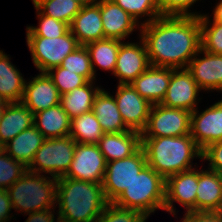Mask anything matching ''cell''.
I'll use <instances>...</instances> for the list:
<instances>
[{
  "label": "cell",
  "instance_id": "1",
  "mask_svg": "<svg viewBox=\"0 0 222 222\" xmlns=\"http://www.w3.org/2000/svg\"><path fill=\"white\" fill-rule=\"evenodd\" d=\"M140 27L150 65L184 69L201 49L200 16H161Z\"/></svg>",
  "mask_w": 222,
  "mask_h": 222
},
{
  "label": "cell",
  "instance_id": "2",
  "mask_svg": "<svg viewBox=\"0 0 222 222\" xmlns=\"http://www.w3.org/2000/svg\"><path fill=\"white\" fill-rule=\"evenodd\" d=\"M108 203L101 183L57 178L56 212L60 220L95 222Z\"/></svg>",
  "mask_w": 222,
  "mask_h": 222
},
{
  "label": "cell",
  "instance_id": "3",
  "mask_svg": "<svg viewBox=\"0 0 222 222\" xmlns=\"http://www.w3.org/2000/svg\"><path fill=\"white\" fill-rule=\"evenodd\" d=\"M147 164L165 180L194 168L193 159H202V150L191 134L177 137H141Z\"/></svg>",
  "mask_w": 222,
  "mask_h": 222
},
{
  "label": "cell",
  "instance_id": "4",
  "mask_svg": "<svg viewBox=\"0 0 222 222\" xmlns=\"http://www.w3.org/2000/svg\"><path fill=\"white\" fill-rule=\"evenodd\" d=\"M16 211L29 214L53 209L57 205V178L26 171L20 179L7 189Z\"/></svg>",
  "mask_w": 222,
  "mask_h": 222
},
{
  "label": "cell",
  "instance_id": "5",
  "mask_svg": "<svg viewBox=\"0 0 222 222\" xmlns=\"http://www.w3.org/2000/svg\"><path fill=\"white\" fill-rule=\"evenodd\" d=\"M165 185L166 180L146 164L113 203L149 217L157 209L164 210Z\"/></svg>",
  "mask_w": 222,
  "mask_h": 222
},
{
  "label": "cell",
  "instance_id": "6",
  "mask_svg": "<svg viewBox=\"0 0 222 222\" xmlns=\"http://www.w3.org/2000/svg\"><path fill=\"white\" fill-rule=\"evenodd\" d=\"M76 141L70 137L46 139L36 151L27 170L48 174L54 178L64 177L74 157Z\"/></svg>",
  "mask_w": 222,
  "mask_h": 222
},
{
  "label": "cell",
  "instance_id": "7",
  "mask_svg": "<svg viewBox=\"0 0 222 222\" xmlns=\"http://www.w3.org/2000/svg\"><path fill=\"white\" fill-rule=\"evenodd\" d=\"M26 42L32 61L40 73L60 66L67 55L81 46L70 30L57 38L26 36Z\"/></svg>",
  "mask_w": 222,
  "mask_h": 222
},
{
  "label": "cell",
  "instance_id": "8",
  "mask_svg": "<svg viewBox=\"0 0 222 222\" xmlns=\"http://www.w3.org/2000/svg\"><path fill=\"white\" fill-rule=\"evenodd\" d=\"M191 112L162 104L151 106L141 137H177L190 134Z\"/></svg>",
  "mask_w": 222,
  "mask_h": 222
},
{
  "label": "cell",
  "instance_id": "9",
  "mask_svg": "<svg viewBox=\"0 0 222 222\" xmlns=\"http://www.w3.org/2000/svg\"><path fill=\"white\" fill-rule=\"evenodd\" d=\"M146 164V156L142 147L129 157L107 162L102 183L107 201L114 202L129 187Z\"/></svg>",
  "mask_w": 222,
  "mask_h": 222
},
{
  "label": "cell",
  "instance_id": "10",
  "mask_svg": "<svg viewBox=\"0 0 222 222\" xmlns=\"http://www.w3.org/2000/svg\"><path fill=\"white\" fill-rule=\"evenodd\" d=\"M106 164L98 144L76 143L73 160L64 177L102 184Z\"/></svg>",
  "mask_w": 222,
  "mask_h": 222
},
{
  "label": "cell",
  "instance_id": "11",
  "mask_svg": "<svg viewBox=\"0 0 222 222\" xmlns=\"http://www.w3.org/2000/svg\"><path fill=\"white\" fill-rule=\"evenodd\" d=\"M198 187V169L195 168L169 176L165 185L164 210L176 215L174 202L188 211H196V190Z\"/></svg>",
  "mask_w": 222,
  "mask_h": 222
},
{
  "label": "cell",
  "instance_id": "12",
  "mask_svg": "<svg viewBox=\"0 0 222 222\" xmlns=\"http://www.w3.org/2000/svg\"><path fill=\"white\" fill-rule=\"evenodd\" d=\"M200 91V87L186 68H172L170 83L160 104L193 112L201 100L200 98L198 99Z\"/></svg>",
  "mask_w": 222,
  "mask_h": 222
},
{
  "label": "cell",
  "instance_id": "13",
  "mask_svg": "<svg viewBox=\"0 0 222 222\" xmlns=\"http://www.w3.org/2000/svg\"><path fill=\"white\" fill-rule=\"evenodd\" d=\"M114 97L125 125L141 133L146 127L152 105L131 84H118Z\"/></svg>",
  "mask_w": 222,
  "mask_h": 222
},
{
  "label": "cell",
  "instance_id": "14",
  "mask_svg": "<svg viewBox=\"0 0 222 222\" xmlns=\"http://www.w3.org/2000/svg\"><path fill=\"white\" fill-rule=\"evenodd\" d=\"M191 112V137L204 150L208 145L222 141V100L198 113Z\"/></svg>",
  "mask_w": 222,
  "mask_h": 222
},
{
  "label": "cell",
  "instance_id": "15",
  "mask_svg": "<svg viewBox=\"0 0 222 222\" xmlns=\"http://www.w3.org/2000/svg\"><path fill=\"white\" fill-rule=\"evenodd\" d=\"M150 66L145 42H122L113 75L119 84H130Z\"/></svg>",
  "mask_w": 222,
  "mask_h": 222
},
{
  "label": "cell",
  "instance_id": "16",
  "mask_svg": "<svg viewBox=\"0 0 222 222\" xmlns=\"http://www.w3.org/2000/svg\"><path fill=\"white\" fill-rule=\"evenodd\" d=\"M61 94L47 73H39L25 83L21 102L33 113L60 104Z\"/></svg>",
  "mask_w": 222,
  "mask_h": 222
},
{
  "label": "cell",
  "instance_id": "17",
  "mask_svg": "<svg viewBox=\"0 0 222 222\" xmlns=\"http://www.w3.org/2000/svg\"><path fill=\"white\" fill-rule=\"evenodd\" d=\"M200 54L204 56L200 57ZM186 69L201 90L222 91V54H211L200 49Z\"/></svg>",
  "mask_w": 222,
  "mask_h": 222
},
{
  "label": "cell",
  "instance_id": "18",
  "mask_svg": "<svg viewBox=\"0 0 222 222\" xmlns=\"http://www.w3.org/2000/svg\"><path fill=\"white\" fill-rule=\"evenodd\" d=\"M171 74L172 68L150 65L130 84L151 105L160 104L166 95Z\"/></svg>",
  "mask_w": 222,
  "mask_h": 222
},
{
  "label": "cell",
  "instance_id": "19",
  "mask_svg": "<svg viewBox=\"0 0 222 222\" xmlns=\"http://www.w3.org/2000/svg\"><path fill=\"white\" fill-rule=\"evenodd\" d=\"M100 12L105 38L125 41L135 29L141 28L133 17L112 0H100Z\"/></svg>",
  "mask_w": 222,
  "mask_h": 222
},
{
  "label": "cell",
  "instance_id": "20",
  "mask_svg": "<svg viewBox=\"0 0 222 222\" xmlns=\"http://www.w3.org/2000/svg\"><path fill=\"white\" fill-rule=\"evenodd\" d=\"M69 27L80 45L105 39L100 0L96 4L82 6Z\"/></svg>",
  "mask_w": 222,
  "mask_h": 222
},
{
  "label": "cell",
  "instance_id": "21",
  "mask_svg": "<svg viewBox=\"0 0 222 222\" xmlns=\"http://www.w3.org/2000/svg\"><path fill=\"white\" fill-rule=\"evenodd\" d=\"M98 146L106 162L120 160L131 156L141 147V133L134 130L104 133Z\"/></svg>",
  "mask_w": 222,
  "mask_h": 222
},
{
  "label": "cell",
  "instance_id": "22",
  "mask_svg": "<svg viewBox=\"0 0 222 222\" xmlns=\"http://www.w3.org/2000/svg\"><path fill=\"white\" fill-rule=\"evenodd\" d=\"M91 111L104 133H119L130 130L124 123L113 95L101 88L95 96Z\"/></svg>",
  "mask_w": 222,
  "mask_h": 222
},
{
  "label": "cell",
  "instance_id": "23",
  "mask_svg": "<svg viewBox=\"0 0 222 222\" xmlns=\"http://www.w3.org/2000/svg\"><path fill=\"white\" fill-rule=\"evenodd\" d=\"M196 192V211L215 212L222 198V176L209 169H198Z\"/></svg>",
  "mask_w": 222,
  "mask_h": 222
},
{
  "label": "cell",
  "instance_id": "24",
  "mask_svg": "<svg viewBox=\"0 0 222 222\" xmlns=\"http://www.w3.org/2000/svg\"><path fill=\"white\" fill-rule=\"evenodd\" d=\"M33 122L34 114L22 102L8 103L0 122V144L6 145Z\"/></svg>",
  "mask_w": 222,
  "mask_h": 222
},
{
  "label": "cell",
  "instance_id": "25",
  "mask_svg": "<svg viewBox=\"0 0 222 222\" xmlns=\"http://www.w3.org/2000/svg\"><path fill=\"white\" fill-rule=\"evenodd\" d=\"M45 140V136L32 125L11 139L3 149L9 156L28 167Z\"/></svg>",
  "mask_w": 222,
  "mask_h": 222
},
{
  "label": "cell",
  "instance_id": "26",
  "mask_svg": "<svg viewBox=\"0 0 222 222\" xmlns=\"http://www.w3.org/2000/svg\"><path fill=\"white\" fill-rule=\"evenodd\" d=\"M33 125L46 139L66 137L70 135L71 118L58 104L35 113Z\"/></svg>",
  "mask_w": 222,
  "mask_h": 222
},
{
  "label": "cell",
  "instance_id": "27",
  "mask_svg": "<svg viewBox=\"0 0 222 222\" xmlns=\"http://www.w3.org/2000/svg\"><path fill=\"white\" fill-rule=\"evenodd\" d=\"M10 62L9 55L0 50V96L7 102H21L26 80Z\"/></svg>",
  "mask_w": 222,
  "mask_h": 222
},
{
  "label": "cell",
  "instance_id": "28",
  "mask_svg": "<svg viewBox=\"0 0 222 222\" xmlns=\"http://www.w3.org/2000/svg\"><path fill=\"white\" fill-rule=\"evenodd\" d=\"M93 83L95 84L94 81H88L83 86L61 95L60 104L71 119L91 111L95 96L101 89Z\"/></svg>",
  "mask_w": 222,
  "mask_h": 222
},
{
  "label": "cell",
  "instance_id": "29",
  "mask_svg": "<svg viewBox=\"0 0 222 222\" xmlns=\"http://www.w3.org/2000/svg\"><path fill=\"white\" fill-rule=\"evenodd\" d=\"M122 42V40L105 38L85 45L90 54L91 66L95 77V66L97 65L102 70L114 73L117 55Z\"/></svg>",
  "mask_w": 222,
  "mask_h": 222
},
{
  "label": "cell",
  "instance_id": "30",
  "mask_svg": "<svg viewBox=\"0 0 222 222\" xmlns=\"http://www.w3.org/2000/svg\"><path fill=\"white\" fill-rule=\"evenodd\" d=\"M103 135L104 132L92 111L85 112L71 119L69 136L76 143L98 144Z\"/></svg>",
  "mask_w": 222,
  "mask_h": 222
},
{
  "label": "cell",
  "instance_id": "31",
  "mask_svg": "<svg viewBox=\"0 0 222 222\" xmlns=\"http://www.w3.org/2000/svg\"><path fill=\"white\" fill-rule=\"evenodd\" d=\"M43 14L62 21L70 26L79 13L81 5L74 0H32Z\"/></svg>",
  "mask_w": 222,
  "mask_h": 222
},
{
  "label": "cell",
  "instance_id": "32",
  "mask_svg": "<svg viewBox=\"0 0 222 222\" xmlns=\"http://www.w3.org/2000/svg\"><path fill=\"white\" fill-rule=\"evenodd\" d=\"M119 5L124 11H126L131 17H133L138 24L144 25L152 22L156 18L161 17L157 0H112ZM143 23L139 22V18L143 19ZM143 17V18H142Z\"/></svg>",
  "mask_w": 222,
  "mask_h": 222
},
{
  "label": "cell",
  "instance_id": "33",
  "mask_svg": "<svg viewBox=\"0 0 222 222\" xmlns=\"http://www.w3.org/2000/svg\"><path fill=\"white\" fill-rule=\"evenodd\" d=\"M210 22L207 14L200 15L201 49L211 54H222V24Z\"/></svg>",
  "mask_w": 222,
  "mask_h": 222
},
{
  "label": "cell",
  "instance_id": "34",
  "mask_svg": "<svg viewBox=\"0 0 222 222\" xmlns=\"http://www.w3.org/2000/svg\"><path fill=\"white\" fill-rule=\"evenodd\" d=\"M39 27L27 26L26 36H41L46 38H57L65 35L70 27L68 24L53 17L43 14L35 5Z\"/></svg>",
  "mask_w": 222,
  "mask_h": 222
},
{
  "label": "cell",
  "instance_id": "35",
  "mask_svg": "<svg viewBox=\"0 0 222 222\" xmlns=\"http://www.w3.org/2000/svg\"><path fill=\"white\" fill-rule=\"evenodd\" d=\"M60 66L83 76L87 81H94L96 78L86 46L81 45L74 52L67 55Z\"/></svg>",
  "mask_w": 222,
  "mask_h": 222
},
{
  "label": "cell",
  "instance_id": "36",
  "mask_svg": "<svg viewBox=\"0 0 222 222\" xmlns=\"http://www.w3.org/2000/svg\"><path fill=\"white\" fill-rule=\"evenodd\" d=\"M27 171L20 161L9 156L4 149L0 151V189H8Z\"/></svg>",
  "mask_w": 222,
  "mask_h": 222
},
{
  "label": "cell",
  "instance_id": "37",
  "mask_svg": "<svg viewBox=\"0 0 222 222\" xmlns=\"http://www.w3.org/2000/svg\"><path fill=\"white\" fill-rule=\"evenodd\" d=\"M46 73L53 80L61 95L81 87L88 82L83 76L68 71L61 66L51 68Z\"/></svg>",
  "mask_w": 222,
  "mask_h": 222
},
{
  "label": "cell",
  "instance_id": "38",
  "mask_svg": "<svg viewBox=\"0 0 222 222\" xmlns=\"http://www.w3.org/2000/svg\"><path fill=\"white\" fill-rule=\"evenodd\" d=\"M148 219L143 213L122 208L109 202L95 222H146Z\"/></svg>",
  "mask_w": 222,
  "mask_h": 222
},
{
  "label": "cell",
  "instance_id": "39",
  "mask_svg": "<svg viewBox=\"0 0 222 222\" xmlns=\"http://www.w3.org/2000/svg\"><path fill=\"white\" fill-rule=\"evenodd\" d=\"M199 0H157L161 16H200L189 8Z\"/></svg>",
  "mask_w": 222,
  "mask_h": 222
},
{
  "label": "cell",
  "instance_id": "40",
  "mask_svg": "<svg viewBox=\"0 0 222 222\" xmlns=\"http://www.w3.org/2000/svg\"><path fill=\"white\" fill-rule=\"evenodd\" d=\"M209 161L208 169L222 176V141L214 142L202 150V159Z\"/></svg>",
  "mask_w": 222,
  "mask_h": 222
},
{
  "label": "cell",
  "instance_id": "41",
  "mask_svg": "<svg viewBox=\"0 0 222 222\" xmlns=\"http://www.w3.org/2000/svg\"><path fill=\"white\" fill-rule=\"evenodd\" d=\"M181 222H222L216 212L186 211Z\"/></svg>",
  "mask_w": 222,
  "mask_h": 222
},
{
  "label": "cell",
  "instance_id": "42",
  "mask_svg": "<svg viewBox=\"0 0 222 222\" xmlns=\"http://www.w3.org/2000/svg\"><path fill=\"white\" fill-rule=\"evenodd\" d=\"M11 209L12 203L7 190L0 189V222H8L12 218Z\"/></svg>",
  "mask_w": 222,
  "mask_h": 222
},
{
  "label": "cell",
  "instance_id": "43",
  "mask_svg": "<svg viewBox=\"0 0 222 222\" xmlns=\"http://www.w3.org/2000/svg\"><path fill=\"white\" fill-rule=\"evenodd\" d=\"M52 209L49 210H42V211H35L31 212L27 220L25 222H57L59 217L57 216V219L54 216V213L51 211ZM56 219V221H55Z\"/></svg>",
  "mask_w": 222,
  "mask_h": 222
},
{
  "label": "cell",
  "instance_id": "44",
  "mask_svg": "<svg viewBox=\"0 0 222 222\" xmlns=\"http://www.w3.org/2000/svg\"><path fill=\"white\" fill-rule=\"evenodd\" d=\"M211 20L212 22L222 24V0H220L213 9V19Z\"/></svg>",
  "mask_w": 222,
  "mask_h": 222
},
{
  "label": "cell",
  "instance_id": "45",
  "mask_svg": "<svg viewBox=\"0 0 222 222\" xmlns=\"http://www.w3.org/2000/svg\"><path fill=\"white\" fill-rule=\"evenodd\" d=\"M78 2L81 6L92 5L99 2V0H74Z\"/></svg>",
  "mask_w": 222,
  "mask_h": 222
},
{
  "label": "cell",
  "instance_id": "46",
  "mask_svg": "<svg viewBox=\"0 0 222 222\" xmlns=\"http://www.w3.org/2000/svg\"><path fill=\"white\" fill-rule=\"evenodd\" d=\"M219 217L222 219V198H221V202H220V205H219V208L215 211Z\"/></svg>",
  "mask_w": 222,
  "mask_h": 222
},
{
  "label": "cell",
  "instance_id": "47",
  "mask_svg": "<svg viewBox=\"0 0 222 222\" xmlns=\"http://www.w3.org/2000/svg\"><path fill=\"white\" fill-rule=\"evenodd\" d=\"M7 105H0V122Z\"/></svg>",
  "mask_w": 222,
  "mask_h": 222
},
{
  "label": "cell",
  "instance_id": "48",
  "mask_svg": "<svg viewBox=\"0 0 222 222\" xmlns=\"http://www.w3.org/2000/svg\"><path fill=\"white\" fill-rule=\"evenodd\" d=\"M9 102H7L2 96H0V105H8Z\"/></svg>",
  "mask_w": 222,
  "mask_h": 222
}]
</instances>
